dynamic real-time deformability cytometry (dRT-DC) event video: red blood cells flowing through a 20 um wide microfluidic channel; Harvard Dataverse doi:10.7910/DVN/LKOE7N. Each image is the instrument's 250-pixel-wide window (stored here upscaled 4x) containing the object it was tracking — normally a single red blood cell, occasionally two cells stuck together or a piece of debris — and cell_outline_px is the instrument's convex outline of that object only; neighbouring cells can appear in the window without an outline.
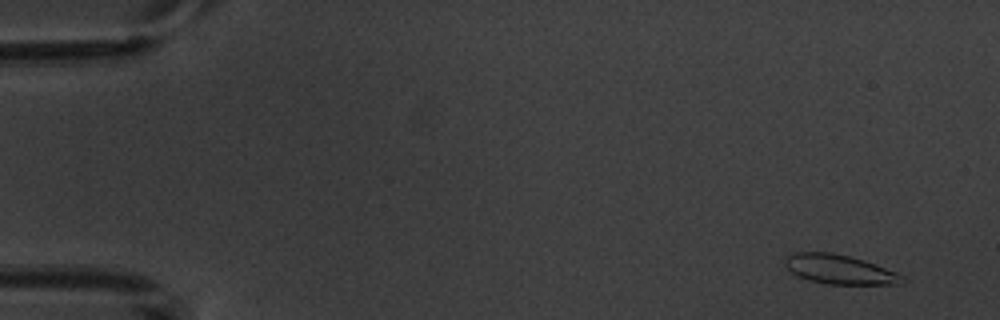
{"species": "common noctule bat (a hibernating species)", "species_latin": "Nyctalus noctula", "temperature_condition": "warm", "stored_images_in_passage": 6, "camera_frame_rate_fps": 3000, "um_per_image_px": 0.085, "animal": {"sex": "male", "body_mass_g": 20.1, "forearm_length_mm": 53.5}, "frame": {"image": 1, "passage_image": 6, "time_ms": 6.0, "image_size_px": [1000, 320], "cell_outline_px": [[904, 280], [896, 284], [828, 284], [808, 280], [792, 272], [784, 264], [784, 256], [796, 252], [832, 252], [864, 260], [876, 264], [896, 272]], "centroid_in_image_um": [71.3, 22.88], "position_along_channel_um": 13.7, "area_um2": 19.83}}